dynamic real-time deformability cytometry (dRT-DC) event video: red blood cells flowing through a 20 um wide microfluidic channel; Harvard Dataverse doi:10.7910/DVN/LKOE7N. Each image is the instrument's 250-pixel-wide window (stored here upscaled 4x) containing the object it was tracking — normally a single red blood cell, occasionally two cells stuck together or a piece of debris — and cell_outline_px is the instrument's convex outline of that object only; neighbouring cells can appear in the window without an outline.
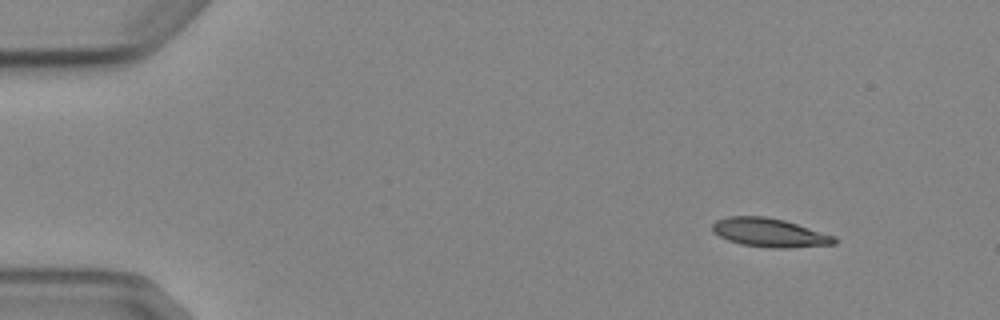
{"species": "Egyptian fruit bat (a non-hibernating species)", "species_latin": "Rousettus aegyptiacus", "temperature_condition": "cold", "stored_images_in_passage": 5, "camera_frame_rate_fps": 3000, "um_per_image_px": 0.085, "animal": {"sex": "female"}, "frame": {"image": 1, "passage_image": 1, "time_ms": 0.0, "image_size_px": [1000, 320], "cell_outline_px": [[836, 244], [788, 248], [772, 248], [740, 244], [728, 240], [712, 232], [712, 224], [716, 220], [728, 216], [764, 216], [784, 220], [836, 236]], "centroid_in_image_um": [65.4, 19.77], "position_along_channel_um": 19.6, "area_um2": 20.46}}
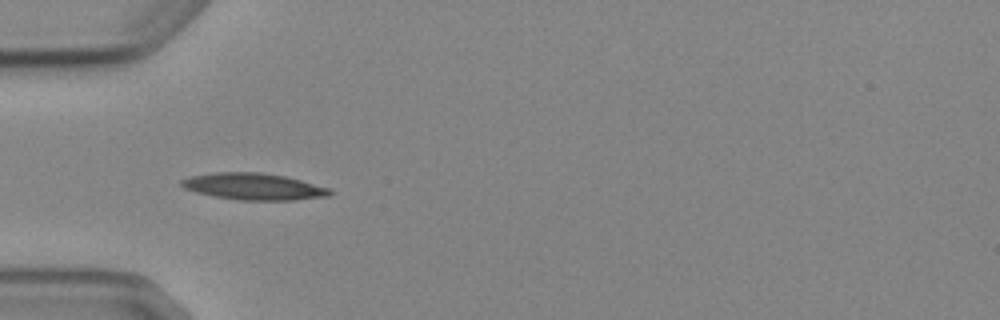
{"frame": {"image": 2, "passage_image": 4, "time_ms": 3.667, "image_size_px": [1000, 320], "cell_outline_px": [[332, 192], [328, 196], [296, 200], [240, 200], [216, 196], [196, 192], [184, 188], [180, 184], [180, 180], [188, 176], [216, 172], [260, 172], [284, 176], [332, 188]], "centroid_in_image_um": [21.56, 15.85], "position_along_channel_um": 63.4, "area_um2": 23.06}}
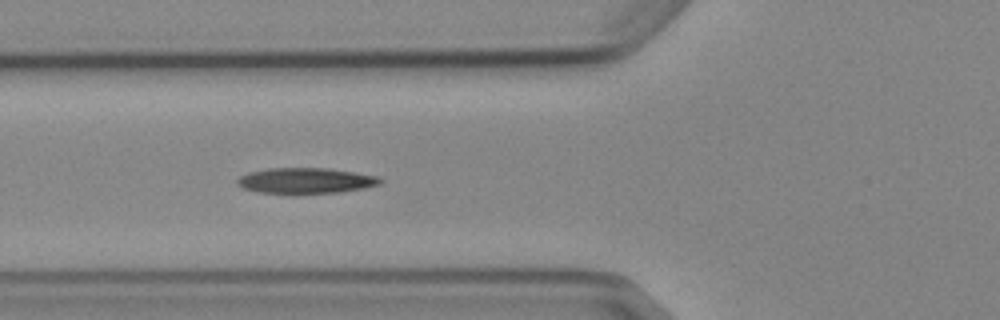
{"frame": {"image": 3, "passage_image": 5, "time_ms": 4.667, "image_size_px": [1000, 320], "cell_outline_px": [[384, 180], [380, 184], [364, 188], [340, 192], [292, 196], [256, 192], [244, 188], [236, 184], [236, 180], [240, 176], [248, 172], [268, 168], [328, 168], [380, 176]], "centroid_in_image_um": [25.96, 15.39], "position_along_channel_um": 99.8, "area_um2": 22.31}}